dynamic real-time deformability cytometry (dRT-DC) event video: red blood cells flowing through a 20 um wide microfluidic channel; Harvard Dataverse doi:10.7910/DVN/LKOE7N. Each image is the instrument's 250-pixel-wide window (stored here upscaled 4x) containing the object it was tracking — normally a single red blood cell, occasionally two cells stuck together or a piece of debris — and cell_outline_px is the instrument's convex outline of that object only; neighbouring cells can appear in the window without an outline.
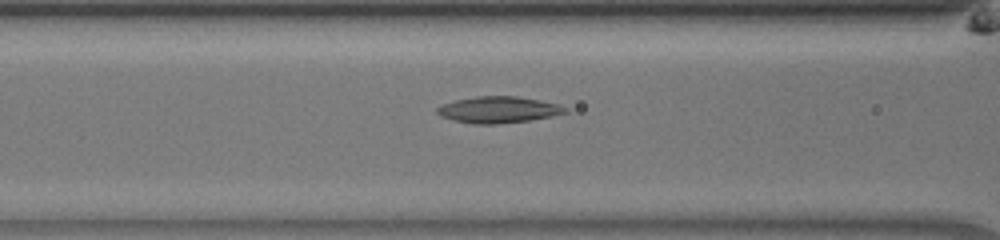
{"species": "common noctule bat (a hibernating species)", "species_latin": "Nyctalus noctula", "temperature_condition": "room temperature", "stored_images_in_passage": 33, "camera_frame_rate_fps": 3000, "um_per_image_px": 0.085, "animal": {"sex": "male", "body_mass_g": 13.0, "forearm_length_mm": 53.1}, "frame": {"image": 1, "passage_image": 5, "time_ms": 1.333, "image_size_px": [1000, 240], "cell_outline_px": [[568, 112], [552, 116], [528, 120], [496, 124], [476, 124], [456, 120], [440, 116], [436, 112], [436, 108], [444, 104], [456, 100], [476, 96], [516, 96], [540, 100], [560, 104], [568, 108]], "centroid_in_image_um": [42.4, 9.32], "position_along_channel_um": 124.2, "area_um2": 19.59}}
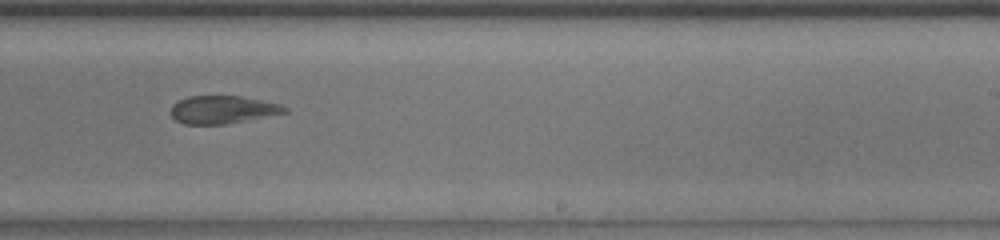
{"frame": {"image": 2, "passage_image": 16, "time_ms": 5.0, "image_size_px": [1000, 240], "cell_outline_px": [[288, 112], [224, 124], [184, 124], [176, 120], [168, 112], [172, 104], [176, 100], [188, 96], [240, 96], [280, 104], [288, 108]], "centroid_in_image_um": [18.85, 9.31], "position_along_channel_um": 270.1, "area_um2": 18.5}}
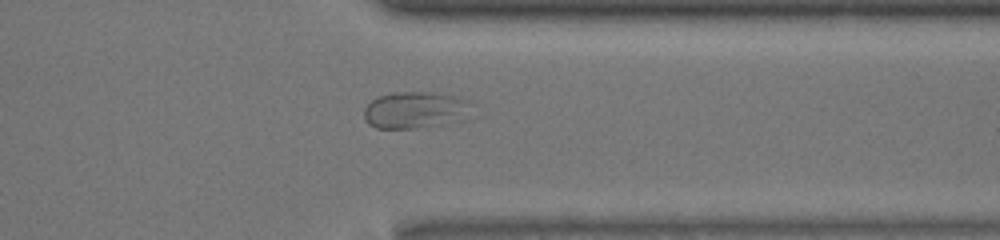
{"frame": {"image": 3, "passage_image": 24, "time_ms": 7.667, "image_size_px": [1000, 240], "cell_outline_px": [[476, 116], [452, 124], [416, 128], [376, 128], [368, 124], [364, 116], [364, 108], [376, 96], [396, 92], [432, 92], [460, 96], [472, 100], [476, 104]], "centroid_in_image_um": [35.52, 9.35], "position_along_channel_um": 375.9, "area_um2": 24.51}}